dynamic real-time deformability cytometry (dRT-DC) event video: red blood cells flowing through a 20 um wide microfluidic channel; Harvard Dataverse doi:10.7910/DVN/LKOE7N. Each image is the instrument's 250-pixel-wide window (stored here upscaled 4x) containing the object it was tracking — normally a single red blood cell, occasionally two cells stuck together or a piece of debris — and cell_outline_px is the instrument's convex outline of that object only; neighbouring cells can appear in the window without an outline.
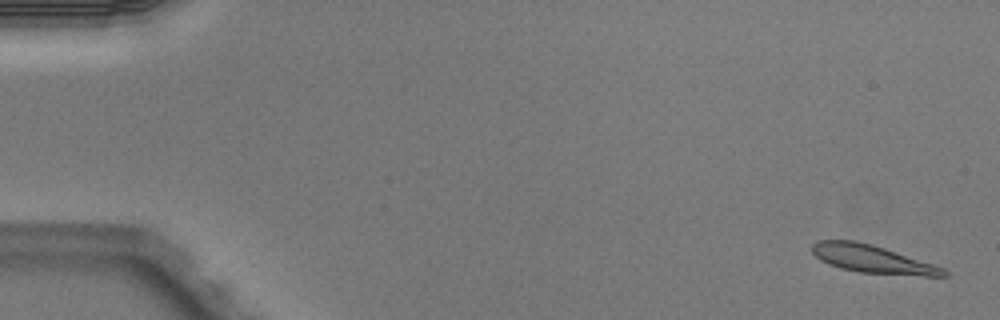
{"species": "Egyptian fruit bat (a non-hibernating species)", "species_latin": "Rousettus aegyptiacus", "temperature_condition": "warm", "stored_images_in_passage": 6, "camera_frame_rate_fps": 3000, "um_per_image_px": 0.085, "animal": {"sex": "male"}, "frame": {"image": 1, "passage_image": 1, "time_ms": 0.0, "image_size_px": [1000, 320], "cell_outline_px": [[948, 276], [924, 276], [860, 272], [840, 268], [828, 264], [820, 260], [812, 252], [812, 244], [816, 240], [856, 240], [872, 244], [944, 268], [948, 272]], "centroid_in_image_um": [74.11, 22.01], "position_along_channel_um": 10.9, "area_um2": 21.27}}
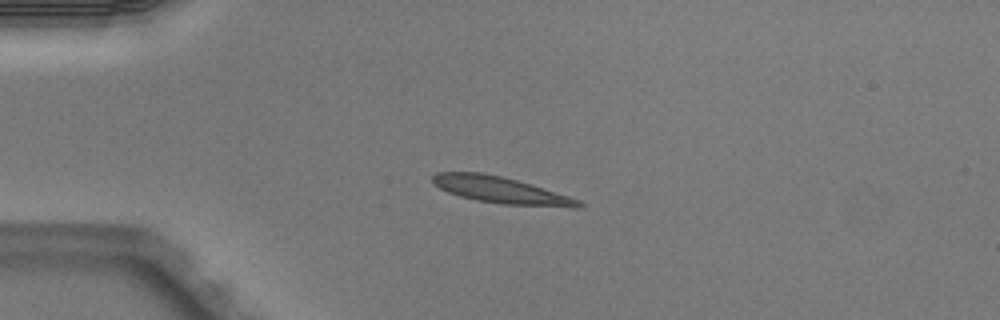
{"frame": {"image": 2, "passage_image": 4, "time_ms": 1.0, "image_size_px": [1000, 320], "cell_outline_px": [[584, 208], [572, 208], [504, 204], [476, 200], [460, 196], [448, 192], [440, 188], [432, 180], [432, 176], [436, 172], [480, 172], [500, 176], [532, 184], [580, 200], [584, 204]], "centroid_in_image_um": [42.63, 16.17], "position_along_channel_um": 42.4, "area_um2": 22.54}}